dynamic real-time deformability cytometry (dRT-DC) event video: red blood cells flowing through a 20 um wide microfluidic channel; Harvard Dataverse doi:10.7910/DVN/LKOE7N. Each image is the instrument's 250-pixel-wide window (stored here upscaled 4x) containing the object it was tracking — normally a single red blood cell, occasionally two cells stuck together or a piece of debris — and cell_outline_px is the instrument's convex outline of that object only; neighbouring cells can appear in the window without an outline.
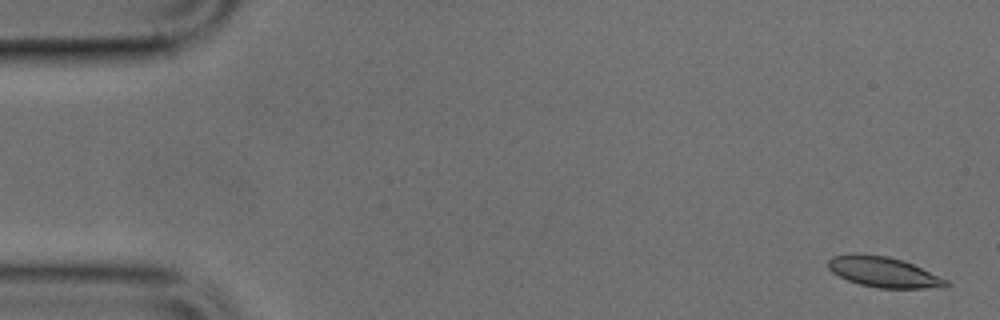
{"species": "common noctule bat (a hibernating species)", "species_latin": "Nyctalus noctula", "temperature_condition": "cold", "stored_images_in_passage": 10, "camera_frame_rate_fps": 3000, "um_per_image_px": 0.085, "animal": {"sex": "male", "body_mass_g": 17.9, "forearm_length_mm": 54.2}, "frame": {"image": 1, "passage_image": 1, "time_ms": 0.0, "image_size_px": [1000, 320], "cell_outline_px": [[952, 284], [948, 288], [880, 288], [860, 284], [848, 280], [832, 272], [828, 268], [828, 260], [832, 256], [888, 256], [912, 264], [948, 280]], "centroid_in_image_um": [75.2, 23.18], "position_along_channel_um": 9.8, "area_um2": 20.23}}